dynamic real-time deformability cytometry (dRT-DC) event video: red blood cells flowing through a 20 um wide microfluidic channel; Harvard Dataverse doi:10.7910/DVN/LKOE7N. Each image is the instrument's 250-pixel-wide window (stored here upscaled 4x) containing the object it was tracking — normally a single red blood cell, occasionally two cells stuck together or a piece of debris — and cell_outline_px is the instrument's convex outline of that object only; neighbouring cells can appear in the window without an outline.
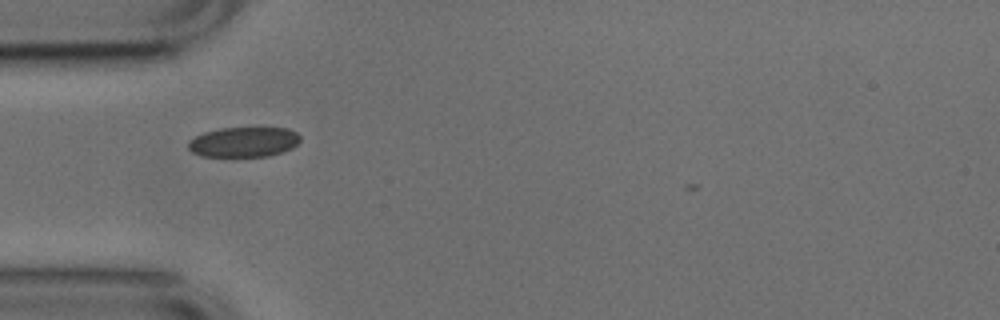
{"species": "common noctule bat (a hibernating species)", "species_latin": "Nyctalus noctula", "temperature_condition": "cold", "stored_images_in_passage": 32, "camera_frame_rate_fps": 3000, "um_per_image_px": 0.085, "animal": {"sex": "male", "body_mass_g": 17.9, "forearm_length_mm": 54.2}, "frame": {"image": 1, "passage_image": 1, "time_ms": 0.0, "image_size_px": [1000, 320], "cell_outline_px": [[300, 140], [292, 148], [268, 156], [200, 156], [192, 152], [188, 148], [188, 140], [204, 132], [220, 128], [288, 128], [296, 132], [300, 136]], "centroid_in_image_um": [20.69, 12.06], "position_along_channel_um": 64.3, "area_um2": 19.54}}
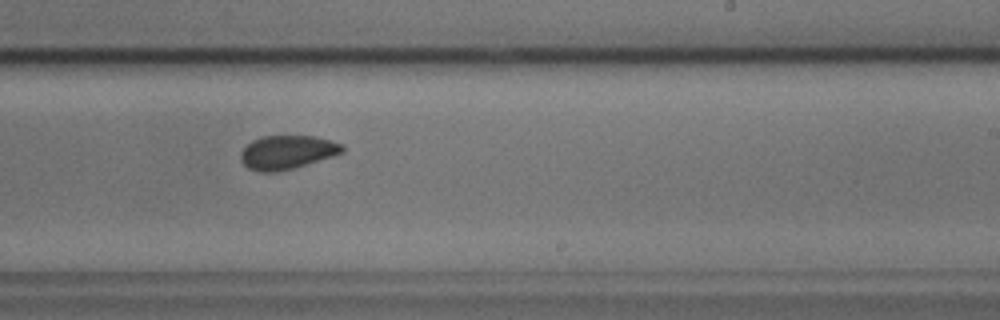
{"frame": {"image": 2, "passage_image": 17, "time_ms": 5.333, "image_size_px": [1000, 320], "cell_outline_px": [[344, 152], [332, 156], [292, 168], [276, 172], [260, 172], [248, 168], [240, 160], [240, 152], [252, 140], [264, 136], [316, 136], [344, 144]], "centroid_in_image_um": [24.4, 12.93], "position_along_channel_um": 264.6, "area_um2": 19.88}}
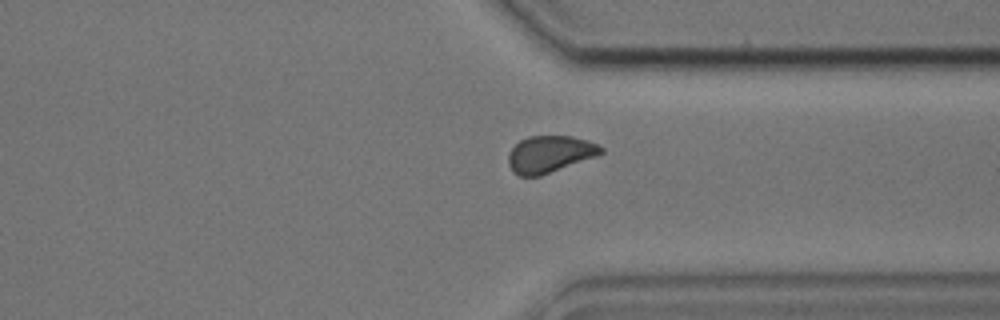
{"frame": {"image": 3, "passage_image": 25, "time_ms": 8.0, "image_size_px": [1000, 320], "cell_outline_px": [[604, 152], [596, 156], [540, 176], [520, 176], [512, 172], [508, 164], [508, 156], [512, 148], [520, 140], [528, 136], [572, 136], [588, 140], [604, 148]], "centroid_in_image_um": [46.72, 13.1], "position_along_channel_um": 364.7, "area_um2": 19.88}}